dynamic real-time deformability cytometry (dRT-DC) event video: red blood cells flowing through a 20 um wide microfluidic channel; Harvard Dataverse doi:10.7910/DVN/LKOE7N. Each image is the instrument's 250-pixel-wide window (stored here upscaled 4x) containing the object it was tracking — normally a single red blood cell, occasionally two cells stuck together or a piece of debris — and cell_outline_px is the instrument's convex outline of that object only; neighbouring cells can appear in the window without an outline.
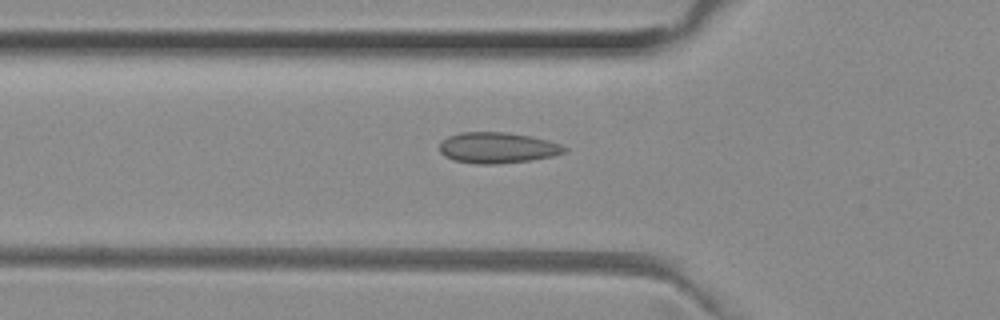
{"species": "common noctule bat (a hibernating species)", "species_latin": "Nyctalus noctula", "temperature_condition": "room temperature", "stored_images_in_passage": 36, "camera_frame_rate_fps": 3000, "um_per_image_px": 0.085, "animal": {"sex": "female", "body_mass_g": 29.2, "forearm_length_mm": 56.3}, "frame": {"image": 1, "passage_image": 3, "time_ms": 0.667, "image_size_px": [1000, 320], "cell_outline_px": [[568, 148], [564, 152], [552, 156], [532, 160], [496, 164], [476, 164], [452, 160], [444, 156], [440, 152], [440, 144], [448, 136], [460, 132], [504, 132], [532, 136], [548, 140], [560, 144]], "centroid_in_image_um": [42.27, 12.56], "position_along_channel_um": 83.5, "area_um2": 22.54}}
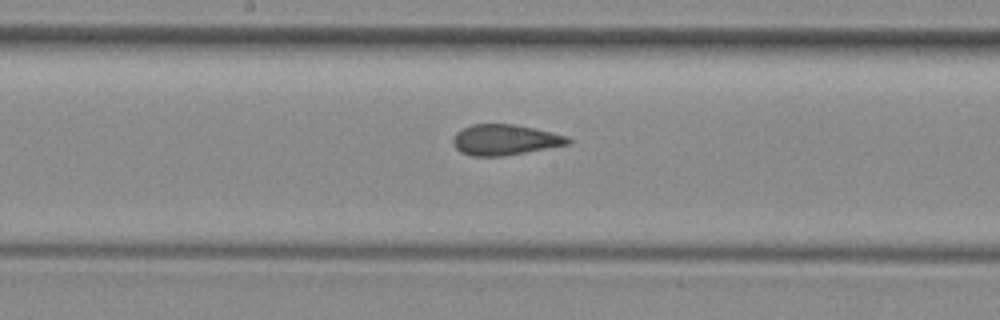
{"frame": {"image": 2, "passage_image": 12, "time_ms": 3.667, "image_size_px": [1000, 320], "cell_outline_px": [[572, 140], [568, 144], [504, 156], [472, 156], [460, 152], [452, 144], [452, 140], [456, 132], [472, 124], [516, 124], [552, 132], [568, 136]], "centroid_in_image_um": [42.9, 11.88], "position_along_channel_um": 205.3, "area_um2": 20.52}}
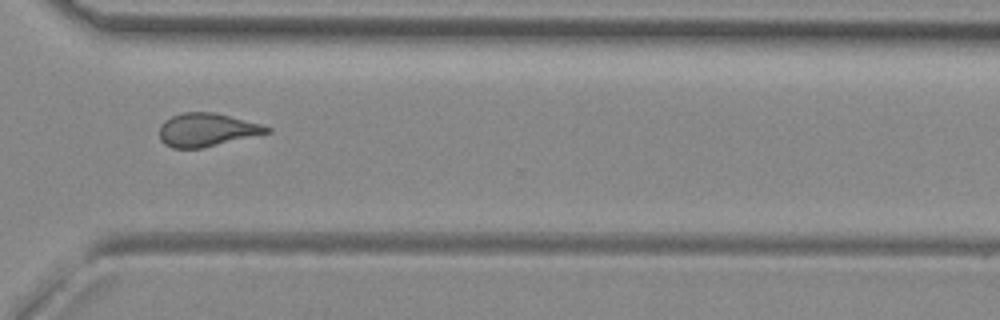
{"frame": {"image": 3, "passage_image": 23, "time_ms": 7.333, "image_size_px": [1000, 320], "cell_outline_px": [[272, 132], [200, 148], [172, 148], [164, 144], [160, 140], [160, 124], [164, 120], [180, 112], [212, 112], [260, 124], [272, 128]], "centroid_in_image_um": [17.54, 11.03], "position_along_channel_um": 353.1, "area_um2": 20.63}}